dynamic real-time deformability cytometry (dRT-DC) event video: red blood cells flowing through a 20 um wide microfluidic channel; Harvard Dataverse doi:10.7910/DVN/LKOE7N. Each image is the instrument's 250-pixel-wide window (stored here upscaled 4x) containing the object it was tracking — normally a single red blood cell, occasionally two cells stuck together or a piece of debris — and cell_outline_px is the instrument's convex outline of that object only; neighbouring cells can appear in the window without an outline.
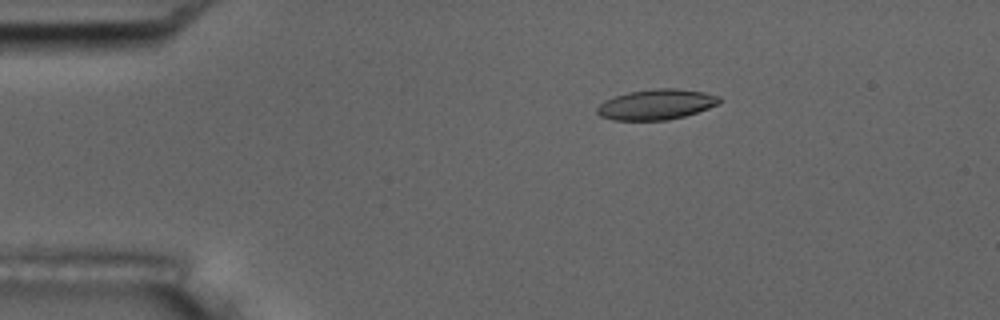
{"species": "common noctule bat (a hibernating species)", "species_latin": "Nyctalus noctula", "temperature_condition": "room temperature", "stored_images_in_passage": 4, "camera_frame_rate_fps": 3000, "um_per_image_px": 0.085, "animal": {"sex": "male", "body_mass_g": 17.5, "forearm_length_mm": 52.3}, "frame": {"image": 1, "passage_image": 3, "time_ms": 0.667, "image_size_px": [1000, 320], "cell_outline_px": [[720, 104], [684, 116], [668, 120], [612, 120], [600, 116], [596, 112], [596, 108], [604, 100], [628, 92], [656, 88], [676, 88], [704, 92], [720, 96]], "centroid_in_image_um": [55.78, 8.88], "position_along_channel_um": 29.2, "area_um2": 21.68}}